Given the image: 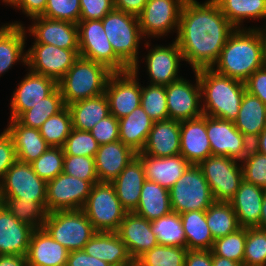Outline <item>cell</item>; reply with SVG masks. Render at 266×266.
<instances>
[{"label":"cell","mask_w":266,"mask_h":266,"mask_svg":"<svg viewBox=\"0 0 266 266\" xmlns=\"http://www.w3.org/2000/svg\"><path fill=\"white\" fill-rule=\"evenodd\" d=\"M235 29L214 0H185L174 40L186 64L195 71L213 66Z\"/></svg>","instance_id":"6da1fadb"},{"label":"cell","mask_w":266,"mask_h":266,"mask_svg":"<svg viewBox=\"0 0 266 266\" xmlns=\"http://www.w3.org/2000/svg\"><path fill=\"white\" fill-rule=\"evenodd\" d=\"M17 160L13 140L10 134L4 129L0 133V184L6 171Z\"/></svg>","instance_id":"9f6ffc18"},{"label":"cell","mask_w":266,"mask_h":266,"mask_svg":"<svg viewBox=\"0 0 266 266\" xmlns=\"http://www.w3.org/2000/svg\"><path fill=\"white\" fill-rule=\"evenodd\" d=\"M251 148L266 155V129H264L259 136L251 142Z\"/></svg>","instance_id":"e7e4bbea"},{"label":"cell","mask_w":266,"mask_h":266,"mask_svg":"<svg viewBox=\"0 0 266 266\" xmlns=\"http://www.w3.org/2000/svg\"><path fill=\"white\" fill-rule=\"evenodd\" d=\"M80 13V0H48L42 16L77 24Z\"/></svg>","instance_id":"816d5d0a"},{"label":"cell","mask_w":266,"mask_h":266,"mask_svg":"<svg viewBox=\"0 0 266 266\" xmlns=\"http://www.w3.org/2000/svg\"><path fill=\"white\" fill-rule=\"evenodd\" d=\"M246 91L266 105V65L254 71L245 81Z\"/></svg>","instance_id":"6f0895ef"},{"label":"cell","mask_w":266,"mask_h":266,"mask_svg":"<svg viewBox=\"0 0 266 266\" xmlns=\"http://www.w3.org/2000/svg\"><path fill=\"white\" fill-rule=\"evenodd\" d=\"M141 160L146 180L170 190L191 165L181 154L171 157H153L136 154Z\"/></svg>","instance_id":"603a6c76"},{"label":"cell","mask_w":266,"mask_h":266,"mask_svg":"<svg viewBox=\"0 0 266 266\" xmlns=\"http://www.w3.org/2000/svg\"><path fill=\"white\" fill-rule=\"evenodd\" d=\"M265 189L242 181L230 201L240 227H258Z\"/></svg>","instance_id":"4dcf8cb0"},{"label":"cell","mask_w":266,"mask_h":266,"mask_svg":"<svg viewBox=\"0 0 266 266\" xmlns=\"http://www.w3.org/2000/svg\"><path fill=\"white\" fill-rule=\"evenodd\" d=\"M80 20H102L114 9V0H80Z\"/></svg>","instance_id":"11a10c76"},{"label":"cell","mask_w":266,"mask_h":266,"mask_svg":"<svg viewBox=\"0 0 266 266\" xmlns=\"http://www.w3.org/2000/svg\"><path fill=\"white\" fill-rule=\"evenodd\" d=\"M233 123L250 142L254 141L266 129V105L246 91Z\"/></svg>","instance_id":"d6a6232c"},{"label":"cell","mask_w":266,"mask_h":266,"mask_svg":"<svg viewBox=\"0 0 266 266\" xmlns=\"http://www.w3.org/2000/svg\"><path fill=\"white\" fill-rule=\"evenodd\" d=\"M26 51V67L58 82L79 57V49H63L51 44L32 43Z\"/></svg>","instance_id":"9a60e30c"},{"label":"cell","mask_w":266,"mask_h":266,"mask_svg":"<svg viewBox=\"0 0 266 266\" xmlns=\"http://www.w3.org/2000/svg\"><path fill=\"white\" fill-rule=\"evenodd\" d=\"M2 204L20 222L36 229L43 228L47 217L46 202L19 201L15 198H1Z\"/></svg>","instance_id":"b9f144b4"},{"label":"cell","mask_w":266,"mask_h":266,"mask_svg":"<svg viewBox=\"0 0 266 266\" xmlns=\"http://www.w3.org/2000/svg\"><path fill=\"white\" fill-rule=\"evenodd\" d=\"M27 31L21 21L6 23L0 29V77L15 63L26 66Z\"/></svg>","instance_id":"4316f807"},{"label":"cell","mask_w":266,"mask_h":266,"mask_svg":"<svg viewBox=\"0 0 266 266\" xmlns=\"http://www.w3.org/2000/svg\"><path fill=\"white\" fill-rule=\"evenodd\" d=\"M1 204H2V199H1V195H0V206H1Z\"/></svg>","instance_id":"2644e50d"},{"label":"cell","mask_w":266,"mask_h":266,"mask_svg":"<svg viewBox=\"0 0 266 266\" xmlns=\"http://www.w3.org/2000/svg\"><path fill=\"white\" fill-rule=\"evenodd\" d=\"M71 112L73 128L90 131L94 125L110 114L105 94L76 101L67 106Z\"/></svg>","instance_id":"d590c367"},{"label":"cell","mask_w":266,"mask_h":266,"mask_svg":"<svg viewBox=\"0 0 266 266\" xmlns=\"http://www.w3.org/2000/svg\"><path fill=\"white\" fill-rule=\"evenodd\" d=\"M112 73L105 65L79 56L57 82L65 106L104 94Z\"/></svg>","instance_id":"277c9868"},{"label":"cell","mask_w":266,"mask_h":266,"mask_svg":"<svg viewBox=\"0 0 266 266\" xmlns=\"http://www.w3.org/2000/svg\"><path fill=\"white\" fill-rule=\"evenodd\" d=\"M194 72L195 83L181 78L166 86V102L169 119L183 121L203 115L201 88L198 74Z\"/></svg>","instance_id":"e0dca14e"},{"label":"cell","mask_w":266,"mask_h":266,"mask_svg":"<svg viewBox=\"0 0 266 266\" xmlns=\"http://www.w3.org/2000/svg\"><path fill=\"white\" fill-rule=\"evenodd\" d=\"M256 28L259 31L260 37H261V40H262L264 63L266 65V23H264L261 28L258 27V26Z\"/></svg>","instance_id":"a7ac6f4b"},{"label":"cell","mask_w":266,"mask_h":266,"mask_svg":"<svg viewBox=\"0 0 266 266\" xmlns=\"http://www.w3.org/2000/svg\"><path fill=\"white\" fill-rule=\"evenodd\" d=\"M97 232H117L127 211L112 183L97 182L82 209Z\"/></svg>","instance_id":"52a82bcc"},{"label":"cell","mask_w":266,"mask_h":266,"mask_svg":"<svg viewBox=\"0 0 266 266\" xmlns=\"http://www.w3.org/2000/svg\"><path fill=\"white\" fill-rule=\"evenodd\" d=\"M224 16L236 27L244 28L245 19L266 22V0H214Z\"/></svg>","instance_id":"74e56055"},{"label":"cell","mask_w":266,"mask_h":266,"mask_svg":"<svg viewBox=\"0 0 266 266\" xmlns=\"http://www.w3.org/2000/svg\"><path fill=\"white\" fill-rule=\"evenodd\" d=\"M263 46L256 26L236 28L222 48L211 69L217 73L245 82L264 66Z\"/></svg>","instance_id":"7a4b0ae2"},{"label":"cell","mask_w":266,"mask_h":266,"mask_svg":"<svg viewBox=\"0 0 266 266\" xmlns=\"http://www.w3.org/2000/svg\"><path fill=\"white\" fill-rule=\"evenodd\" d=\"M63 173L82 180H98L94 157L64 155Z\"/></svg>","instance_id":"f5cc1de1"},{"label":"cell","mask_w":266,"mask_h":266,"mask_svg":"<svg viewBox=\"0 0 266 266\" xmlns=\"http://www.w3.org/2000/svg\"><path fill=\"white\" fill-rule=\"evenodd\" d=\"M240 163L243 180L266 190V155L250 148Z\"/></svg>","instance_id":"681fc988"},{"label":"cell","mask_w":266,"mask_h":266,"mask_svg":"<svg viewBox=\"0 0 266 266\" xmlns=\"http://www.w3.org/2000/svg\"><path fill=\"white\" fill-rule=\"evenodd\" d=\"M4 5L13 7L19 0H1Z\"/></svg>","instance_id":"89a4df30"},{"label":"cell","mask_w":266,"mask_h":266,"mask_svg":"<svg viewBox=\"0 0 266 266\" xmlns=\"http://www.w3.org/2000/svg\"><path fill=\"white\" fill-rule=\"evenodd\" d=\"M146 177L141 160L136 156L112 182L122 207L133 212L139 203Z\"/></svg>","instance_id":"f546056e"},{"label":"cell","mask_w":266,"mask_h":266,"mask_svg":"<svg viewBox=\"0 0 266 266\" xmlns=\"http://www.w3.org/2000/svg\"><path fill=\"white\" fill-rule=\"evenodd\" d=\"M187 250H211L213 236L206 223V211H189L180 214Z\"/></svg>","instance_id":"8d00e7d4"},{"label":"cell","mask_w":266,"mask_h":266,"mask_svg":"<svg viewBox=\"0 0 266 266\" xmlns=\"http://www.w3.org/2000/svg\"><path fill=\"white\" fill-rule=\"evenodd\" d=\"M172 211L170 192L158 183L146 180L141 190V196L135 214L152 221L169 214Z\"/></svg>","instance_id":"e575fe53"},{"label":"cell","mask_w":266,"mask_h":266,"mask_svg":"<svg viewBox=\"0 0 266 266\" xmlns=\"http://www.w3.org/2000/svg\"><path fill=\"white\" fill-rule=\"evenodd\" d=\"M136 154L119 140L99 145L94 157L99 182L112 183Z\"/></svg>","instance_id":"cb8c5ba5"},{"label":"cell","mask_w":266,"mask_h":266,"mask_svg":"<svg viewBox=\"0 0 266 266\" xmlns=\"http://www.w3.org/2000/svg\"><path fill=\"white\" fill-rule=\"evenodd\" d=\"M140 105L154 122L169 119L166 86L141 85Z\"/></svg>","instance_id":"f6af8a7d"},{"label":"cell","mask_w":266,"mask_h":266,"mask_svg":"<svg viewBox=\"0 0 266 266\" xmlns=\"http://www.w3.org/2000/svg\"><path fill=\"white\" fill-rule=\"evenodd\" d=\"M212 265L213 266H243V264H240L236 261L223 258L220 256H212Z\"/></svg>","instance_id":"03108f58"},{"label":"cell","mask_w":266,"mask_h":266,"mask_svg":"<svg viewBox=\"0 0 266 266\" xmlns=\"http://www.w3.org/2000/svg\"><path fill=\"white\" fill-rule=\"evenodd\" d=\"M153 46V47H152ZM147 55L140 59L145 63L146 72L151 85L167 86L183 76L180 73V65L184 61L177 41L173 40L168 45H152Z\"/></svg>","instance_id":"2e32d148"},{"label":"cell","mask_w":266,"mask_h":266,"mask_svg":"<svg viewBox=\"0 0 266 266\" xmlns=\"http://www.w3.org/2000/svg\"><path fill=\"white\" fill-rule=\"evenodd\" d=\"M27 71L12 93L9 119H17L24 111L41 102L57 87L54 79L34 73L29 69Z\"/></svg>","instance_id":"d6986e66"},{"label":"cell","mask_w":266,"mask_h":266,"mask_svg":"<svg viewBox=\"0 0 266 266\" xmlns=\"http://www.w3.org/2000/svg\"><path fill=\"white\" fill-rule=\"evenodd\" d=\"M206 131L212 155L226 156L242 161L251 148V142L232 121L206 115Z\"/></svg>","instance_id":"ac0fdd59"},{"label":"cell","mask_w":266,"mask_h":266,"mask_svg":"<svg viewBox=\"0 0 266 266\" xmlns=\"http://www.w3.org/2000/svg\"><path fill=\"white\" fill-rule=\"evenodd\" d=\"M0 195L1 198L19 201L46 202L47 182L34 172L29 163L17 159L4 175Z\"/></svg>","instance_id":"7c38bea8"},{"label":"cell","mask_w":266,"mask_h":266,"mask_svg":"<svg viewBox=\"0 0 266 266\" xmlns=\"http://www.w3.org/2000/svg\"><path fill=\"white\" fill-rule=\"evenodd\" d=\"M99 145L115 142L119 140V123L118 119L109 114L100 120L89 131Z\"/></svg>","instance_id":"db71d44e"},{"label":"cell","mask_w":266,"mask_h":266,"mask_svg":"<svg viewBox=\"0 0 266 266\" xmlns=\"http://www.w3.org/2000/svg\"><path fill=\"white\" fill-rule=\"evenodd\" d=\"M84 251L111 266H134V261L117 232H97L86 243Z\"/></svg>","instance_id":"f1b7e54d"},{"label":"cell","mask_w":266,"mask_h":266,"mask_svg":"<svg viewBox=\"0 0 266 266\" xmlns=\"http://www.w3.org/2000/svg\"><path fill=\"white\" fill-rule=\"evenodd\" d=\"M0 266H28L26 256L0 255Z\"/></svg>","instance_id":"be15d7a7"},{"label":"cell","mask_w":266,"mask_h":266,"mask_svg":"<svg viewBox=\"0 0 266 266\" xmlns=\"http://www.w3.org/2000/svg\"><path fill=\"white\" fill-rule=\"evenodd\" d=\"M187 248L157 245L134 261V266H185Z\"/></svg>","instance_id":"ee69618b"},{"label":"cell","mask_w":266,"mask_h":266,"mask_svg":"<svg viewBox=\"0 0 266 266\" xmlns=\"http://www.w3.org/2000/svg\"><path fill=\"white\" fill-rule=\"evenodd\" d=\"M185 266H213L211 250H188Z\"/></svg>","instance_id":"94428289"},{"label":"cell","mask_w":266,"mask_h":266,"mask_svg":"<svg viewBox=\"0 0 266 266\" xmlns=\"http://www.w3.org/2000/svg\"><path fill=\"white\" fill-rule=\"evenodd\" d=\"M43 228L69 252L84 249L97 233L82 209L49 212Z\"/></svg>","instance_id":"8992f818"},{"label":"cell","mask_w":266,"mask_h":266,"mask_svg":"<svg viewBox=\"0 0 266 266\" xmlns=\"http://www.w3.org/2000/svg\"><path fill=\"white\" fill-rule=\"evenodd\" d=\"M79 56L105 65L113 73L131 70L114 52L102 20H79Z\"/></svg>","instance_id":"9c48e42d"},{"label":"cell","mask_w":266,"mask_h":266,"mask_svg":"<svg viewBox=\"0 0 266 266\" xmlns=\"http://www.w3.org/2000/svg\"><path fill=\"white\" fill-rule=\"evenodd\" d=\"M99 144L89 131L72 129L63 145L64 155L95 157Z\"/></svg>","instance_id":"f907efd6"},{"label":"cell","mask_w":266,"mask_h":266,"mask_svg":"<svg viewBox=\"0 0 266 266\" xmlns=\"http://www.w3.org/2000/svg\"><path fill=\"white\" fill-rule=\"evenodd\" d=\"M69 251L44 229L33 231L26 254L28 266H66Z\"/></svg>","instance_id":"d4e9b609"},{"label":"cell","mask_w":266,"mask_h":266,"mask_svg":"<svg viewBox=\"0 0 266 266\" xmlns=\"http://www.w3.org/2000/svg\"><path fill=\"white\" fill-rule=\"evenodd\" d=\"M64 151L61 147H49L37 160L30 163L34 172L46 182L63 172Z\"/></svg>","instance_id":"c3c4849f"},{"label":"cell","mask_w":266,"mask_h":266,"mask_svg":"<svg viewBox=\"0 0 266 266\" xmlns=\"http://www.w3.org/2000/svg\"><path fill=\"white\" fill-rule=\"evenodd\" d=\"M243 266H266V229L247 228Z\"/></svg>","instance_id":"7dc6e473"},{"label":"cell","mask_w":266,"mask_h":266,"mask_svg":"<svg viewBox=\"0 0 266 266\" xmlns=\"http://www.w3.org/2000/svg\"><path fill=\"white\" fill-rule=\"evenodd\" d=\"M247 228L241 227L236 232L214 240L212 256H220L243 264Z\"/></svg>","instance_id":"bcb514c9"},{"label":"cell","mask_w":266,"mask_h":266,"mask_svg":"<svg viewBox=\"0 0 266 266\" xmlns=\"http://www.w3.org/2000/svg\"><path fill=\"white\" fill-rule=\"evenodd\" d=\"M180 154L193 165L212 155L206 131V115L180 121Z\"/></svg>","instance_id":"44dd1931"},{"label":"cell","mask_w":266,"mask_h":266,"mask_svg":"<svg viewBox=\"0 0 266 266\" xmlns=\"http://www.w3.org/2000/svg\"><path fill=\"white\" fill-rule=\"evenodd\" d=\"M172 211H206L214 202L209 184L199 165L191 164L169 190Z\"/></svg>","instance_id":"ba28073f"},{"label":"cell","mask_w":266,"mask_h":266,"mask_svg":"<svg viewBox=\"0 0 266 266\" xmlns=\"http://www.w3.org/2000/svg\"><path fill=\"white\" fill-rule=\"evenodd\" d=\"M139 69L115 72L108 78L105 87L110 114L118 120L129 115L141 101V83Z\"/></svg>","instance_id":"5bb4252c"},{"label":"cell","mask_w":266,"mask_h":266,"mask_svg":"<svg viewBox=\"0 0 266 266\" xmlns=\"http://www.w3.org/2000/svg\"><path fill=\"white\" fill-rule=\"evenodd\" d=\"M259 228L266 229V190H265V194H264L263 201H262Z\"/></svg>","instance_id":"003e7915"},{"label":"cell","mask_w":266,"mask_h":266,"mask_svg":"<svg viewBox=\"0 0 266 266\" xmlns=\"http://www.w3.org/2000/svg\"><path fill=\"white\" fill-rule=\"evenodd\" d=\"M64 107L63 97L57 86L41 102L24 111L16 120L26 127L39 129L49 117L59 113Z\"/></svg>","instance_id":"ab89813d"},{"label":"cell","mask_w":266,"mask_h":266,"mask_svg":"<svg viewBox=\"0 0 266 266\" xmlns=\"http://www.w3.org/2000/svg\"><path fill=\"white\" fill-rule=\"evenodd\" d=\"M66 266H111L107 262L87 254L84 249L71 251L68 254Z\"/></svg>","instance_id":"680465c9"},{"label":"cell","mask_w":266,"mask_h":266,"mask_svg":"<svg viewBox=\"0 0 266 266\" xmlns=\"http://www.w3.org/2000/svg\"><path fill=\"white\" fill-rule=\"evenodd\" d=\"M185 0H148L143 11L137 16L143 35L144 47L151 46L147 38H162L168 33H178L180 13ZM176 31V32H175Z\"/></svg>","instance_id":"8fae6325"},{"label":"cell","mask_w":266,"mask_h":266,"mask_svg":"<svg viewBox=\"0 0 266 266\" xmlns=\"http://www.w3.org/2000/svg\"><path fill=\"white\" fill-rule=\"evenodd\" d=\"M206 223L214 240L241 228L230 202L214 201L206 210Z\"/></svg>","instance_id":"f35d334b"},{"label":"cell","mask_w":266,"mask_h":266,"mask_svg":"<svg viewBox=\"0 0 266 266\" xmlns=\"http://www.w3.org/2000/svg\"><path fill=\"white\" fill-rule=\"evenodd\" d=\"M119 141L130 147L134 152L140 153L147 141L154 121L141 107H137L129 115L120 118Z\"/></svg>","instance_id":"836d02e7"},{"label":"cell","mask_w":266,"mask_h":266,"mask_svg":"<svg viewBox=\"0 0 266 266\" xmlns=\"http://www.w3.org/2000/svg\"><path fill=\"white\" fill-rule=\"evenodd\" d=\"M148 0H114V9L138 16Z\"/></svg>","instance_id":"6125c7cd"},{"label":"cell","mask_w":266,"mask_h":266,"mask_svg":"<svg viewBox=\"0 0 266 266\" xmlns=\"http://www.w3.org/2000/svg\"><path fill=\"white\" fill-rule=\"evenodd\" d=\"M5 130L10 134L19 161L32 163L50 146L40 134L39 129L20 124L16 119H9Z\"/></svg>","instance_id":"1f68e13d"},{"label":"cell","mask_w":266,"mask_h":266,"mask_svg":"<svg viewBox=\"0 0 266 266\" xmlns=\"http://www.w3.org/2000/svg\"><path fill=\"white\" fill-rule=\"evenodd\" d=\"M48 0H19L13 8L16 10H22L21 12L26 17L31 18L42 16L45 12V8Z\"/></svg>","instance_id":"91938a15"},{"label":"cell","mask_w":266,"mask_h":266,"mask_svg":"<svg viewBox=\"0 0 266 266\" xmlns=\"http://www.w3.org/2000/svg\"><path fill=\"white\" fill-rule=\"evenodd\" d=\"M137 154L171 157L180 154V121H155L143 150Z\"/></svg>","instance_id":"484cf974"},{"label":"cell","mask_w":266,"mask_h":266,"mask_svg":"<svg viewBox=\"0 0 266 266\" xmlns=\"http://www.w3.org/2000/svg\"><path fill=\"white\" fill-rule=\"evenodd\" d=\"M102 25L115 54L130 69H140L138 56L143 35L138 17L113 9L102 19Z\"/></svg>","instance_id":"5b68a950"},{"label":"cell","mask_w":266,"mask_h":266,"mask_svg":"<svg viewBox=\"0 0 266 266\" xmlns=\"http://www.w3.org/2000/svg\"><path fill=\"white\" fill-rule=\"evenodd\" d=\"M72 129L71 112L65 106L59 113L49 117L39 128V131L50 147L62 148Z\"/></svg>","instance_id":"7bdbcfd3"},{"label":"cell","mask_w":266,"mask_h":266,"mask_svg":"<svg viewBox=\"0 0 266 266\" xmlns=\"http://www.w3.org/2000/svg\"><path fill=\"white\" fill-rule=\"evenodd\" d=\"M195 71L201 88L203 115L234 122L246 92L245 82L221 75L211 68Z\"/></svg>","instance_id":"3957f363"},{"label":"cell","mask_w":266,"mask_h":266,"mask_svg":"<svg viewBox=\"0 0 266 266\" xmlns=\"http://www.w3.org/2000/svg\"><path fill=\"white\" fill-rule=\"evenodd\" d=\"M151 230L156 235L158 245L186 248V238L180 214H169L151 221Z\"/></svg>","instance_id":"60d3db41"},{"label":"cell","mask_w":266,"mask_h":266,"mask_svg":"<svg viewBox=\"0 0 266 266\" xmlns=\"http://www.w3.org/2000/svg\"><path fill=\"white\" fill-rule=\"evenodd\" d=\"M201 168L216 202H230L243 181V171L239 160L211 155L203 160Z\"/></svg>","instance_id":"30bf717a"},{"label":"cell","mask_w":266,"mask_h":266,"mask_svg":"<svg viewBox=\"0 0 266 266\" xmlns=\"http://www.w3.org/2000/svg\"><path fill=\"white\" fill-rule=\"evenodd\" d=\"M99 180H82L65 173L47 181L46 211L83 209L92 185Z\"/></svg>","instance_id":"4fadbf2b"},{"label":"cell","mask_w":266,"mask_h":266,"mask_svg":"<svg viewBox=\"0 0 266 266\" xmlns=\"http://www.w3.org/2000/svg\"><path fill=\"white\" fill-rule=\"evenodd\" d=\"M117 233L133 261L158 245L156 235L151 230V221L134 212L125 214Z\"/></svg>","instance_id":"7402d4cb"},{"label":"cell","mask_w":266,"mask_h":266,"mask_svg":"<svg viewBox=\"0 0 266 266\" xmlns=\"http://www.w3.org/2000/svg\"><path fill=\"white\" fill-rule=\"evenodd\" d=\"M30 20L32 24L25 29L29 36L34 37L33 43L51 44L63 49H79L77 24L44 16Z\"/></svg>","instance_id":"ffe728a7"},{"label":"cell","mask_w":266,"mask_h":266,"mask_svg":"<svg viewBox=\"0 0 266 266\" xmlns=\"http://www.w3.org/2000/svg\"><path fill=\"white\" fill-rule=\"evenodd\" d=\"M34 229L18 221L1 204L0 206V255L26 256Z\"/></svg>","instance_id":"83f0119b"}]
</instances>
